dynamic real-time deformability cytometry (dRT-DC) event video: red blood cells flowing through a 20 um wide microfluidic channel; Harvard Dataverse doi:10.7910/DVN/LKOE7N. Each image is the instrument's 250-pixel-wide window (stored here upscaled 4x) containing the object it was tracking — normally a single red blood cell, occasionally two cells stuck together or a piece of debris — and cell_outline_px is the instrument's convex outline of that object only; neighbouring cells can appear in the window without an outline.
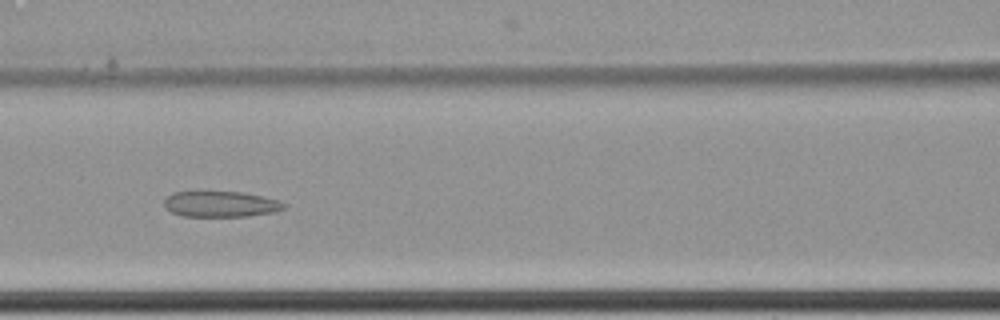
{"species": "common noctule bat (a hibernating species)", "species_latin": "Nyctalus noctula", "temperature_condition": "cold", "stored_images_in_passage": 12, "camera_frame_rate_fps": 3000, "um_per_image_px": 0.085, "animal": {"sex": "female", "body_mass_g": 22.7, "forearm_length_mm": 54.2}, "frame": {"image": 1, "passage_image": 9, "time_ms": 2.667, "image_size_px": [1000, 320], "cell_outline_px": [[284, 208], [276, 212], [248, 216], [184, 216], [172, 212], [164, 208], [164, 200], [172, 192], [196, 188], [200, 188], [240, 192], [280, 200], [284, 204]], "centroid_in_image_um": [18.66, 17.29], "position_along_channel_um": 147.9, "area_um2": 18.9}}
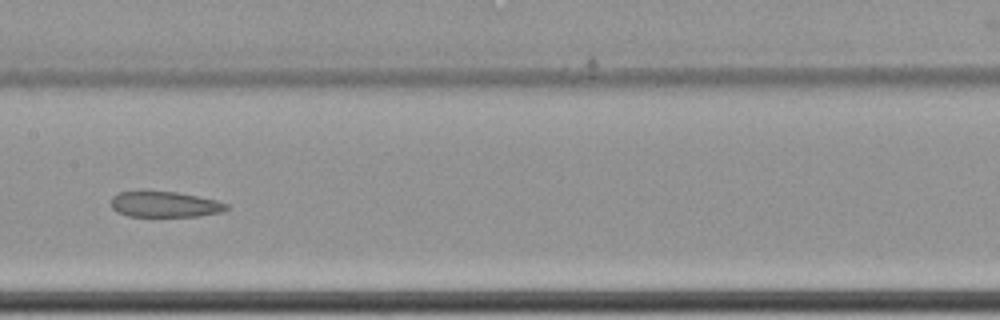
{"frame": {"image": 2, "passage_image": 10, "time_ms": 3.0, "image_size_px": [1000, 320], "cell_outline_px": [[228, 208], [224, 212], [196, 216], [128, 216], [116, 212], [112, 208], [112, 196], [120, 192], [176, 192], [216, 200], [228, 204]], "centroid_in_image_um": [14.02, 17.38], "position_along_channel_um": 193.4, "area_um2": 17.05}}
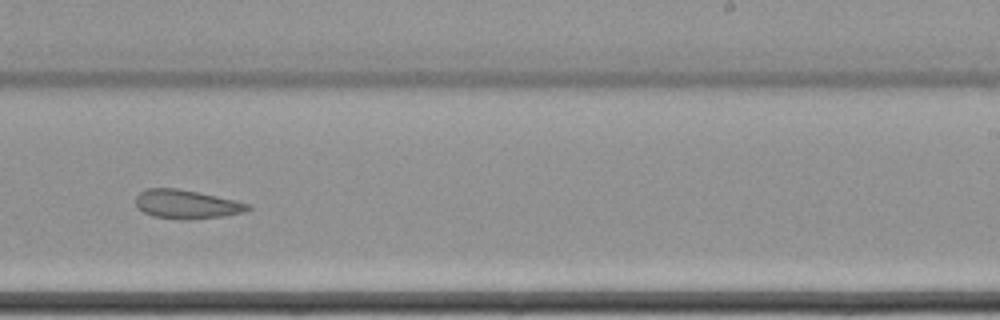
{"frame": {"image": 3, "passage_image": 12, "time_ms": 3.667, "image_size_px": [1000, 320], "cell_outline_px": [[252, 208], [244, 212], [224, 216], [188, 220], [184, 220], [152, 216], [136, 208], [136, 196], [140, 192], [148, 188], [176, 188], [236, 200], [252, 204]], "centroid_in_image_um": [15.87, 17.37], "position_along_channel_um": 273.1, "area_um2": 18.96}}